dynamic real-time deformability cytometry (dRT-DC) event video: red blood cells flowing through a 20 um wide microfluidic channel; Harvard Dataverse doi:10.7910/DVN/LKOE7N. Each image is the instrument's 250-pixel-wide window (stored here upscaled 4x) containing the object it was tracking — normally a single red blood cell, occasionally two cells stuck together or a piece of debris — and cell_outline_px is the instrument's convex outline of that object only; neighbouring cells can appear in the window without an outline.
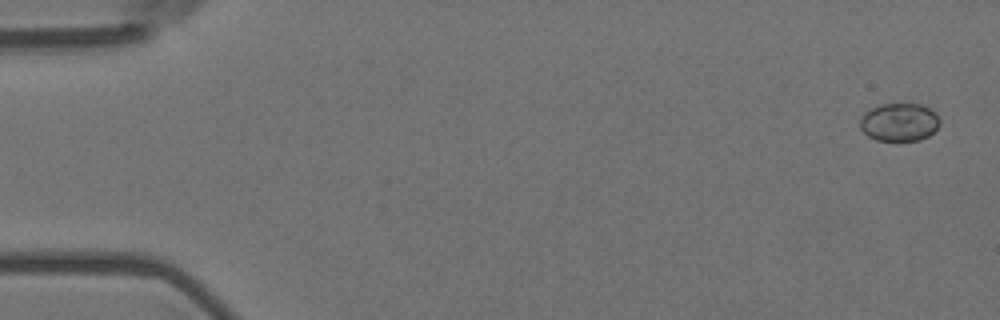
{"species": "Egyptian fruit bat (a non-hibernating species)", "species_latin": "Rousettus aegyptiacus", "temperature_condition": "room temperature", "stored_images_in_passage": 15, "camera_frame_rate_fps": 3000, "um_per_image_px": 0.085, "animal": {"sex": "female"}, "frame": {"image": 1, "passage_image": 1, "time_ms": 0.0, "image_size_px": [1000, 320], "cell_outline_px": [[940, 124], [928, 136], [920, 140], [876, 140], [868, 136], [860, 128], [860, 120], [864, 112], [880, 104], [924, 104], [936, 112], [940, 120]], "centroid_in_image_um": [76.45, 10.37], "position_along_channel_um": 8.5, "area_um2": 17.74}}
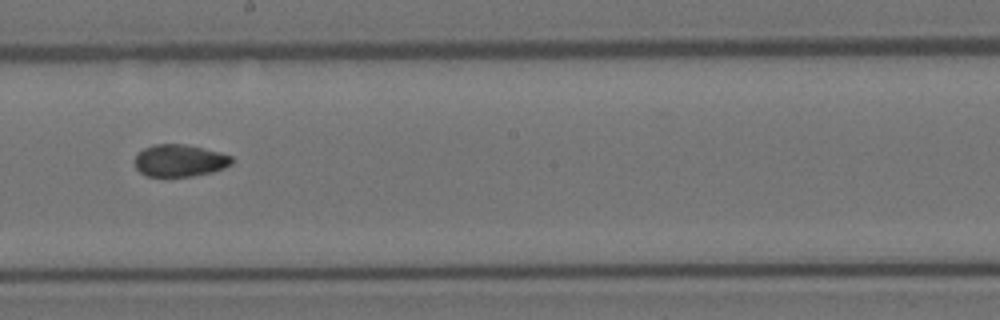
{"frame": {"image": 2, "passage_image": 9, "time_ms": 2.667, "image_size_px": [1000, 320], "cell_outline_px": [[232, 164], [224, 168], [212, 172], [192, 176], [148, 176], [140, 172], [136, 168], [136, 156], [144, 148], [156, 144], [184, 144], [220, 152], [232, 156]], "centroid_in_image_um": [15.3, 13.65], "position_along_channel_um": 232.9, "area_um2": 17.98}}
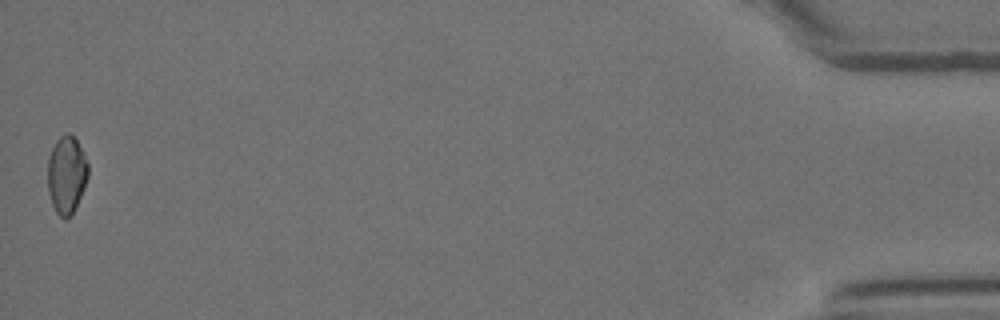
{"frame": {"image": 3, "passage_image": 15, "time_ms": 4.667, "image_size_px": [1000, 320], "cell_outline_px": [[88, 176], [80, 196], [72, 212], [64, 220], [56, 212], [52, 204], [48, 192], [48, 156], [56, 140], [60, 136], [68, 132], [76, 140], [88, 164]], "centroid_in_image_um": [5.63, 14.83], "position_along_channel_um": 429.6, "area_um2": 17.92}}